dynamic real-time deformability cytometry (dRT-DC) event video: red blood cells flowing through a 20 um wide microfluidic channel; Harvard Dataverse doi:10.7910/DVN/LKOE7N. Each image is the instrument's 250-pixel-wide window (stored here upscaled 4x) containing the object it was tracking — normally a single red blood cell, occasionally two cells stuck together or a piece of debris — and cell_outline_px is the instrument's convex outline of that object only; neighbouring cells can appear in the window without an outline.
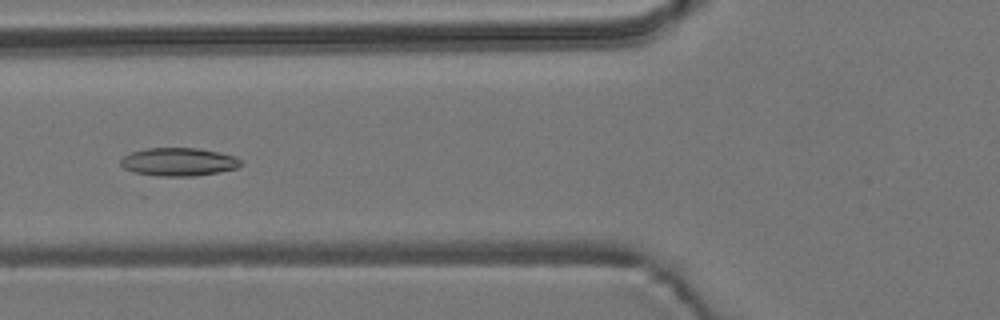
{"species": "common noctule bat (a hibernating species)", "species_latin": "Nyctalus noctula", "temperature_condition": "room temperature", "stored_images_in_passage": 37, "camera_frame_rate_fps": 3000, "um_per_image_px": 0.085, "animal": {"sex": "male", "body_mass_g": 19.2, "forearm_length_mm": 51.8}, "frame": {"image": 1, "passage_image": 22, "time_ms": 7.0, "image_size_px": [1000, 320], "cell_outline_px": [[240, 164], [236, 168], [220, 172], [196, 176], [156, 176], [132, 172], [124, 168], [120, 164], [120, 160], [124, 156], [132, 152], [148, 148], [196, 148], [236, 156], [240, 160]], "centroid_in_image_um": [15.15, 13.77], "position_along_channel_um": 110.6, "area_um2": 19.65}}
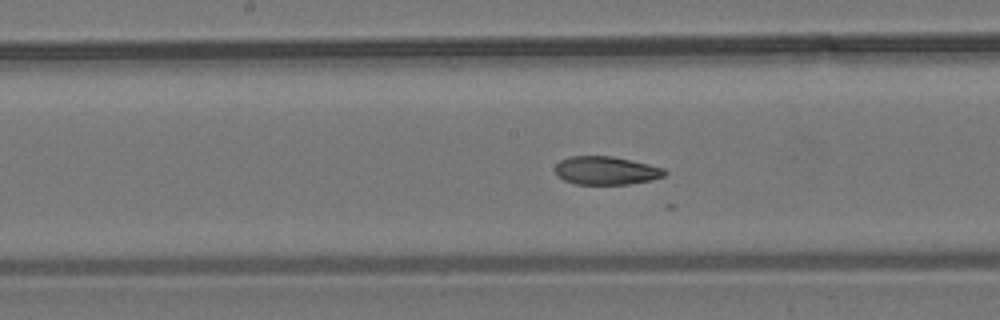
{"frame": {"image": 2, "passage_image": 29, "time_ms": 9.333, "image_size_px": [1000, 320], "cell_outline_px": [[668, 172], [664, 176], [652, 180], [628, 184], [576, 184], [564, 180], [556, 176], [556, 164], [560, 160], [568, 156], [612, 156], [648, 164], [664, 168]], "centroid_in_image_um": [51.51, 14.5], "position_along_channel_um": 196.7, "area_um2": 18.09}}
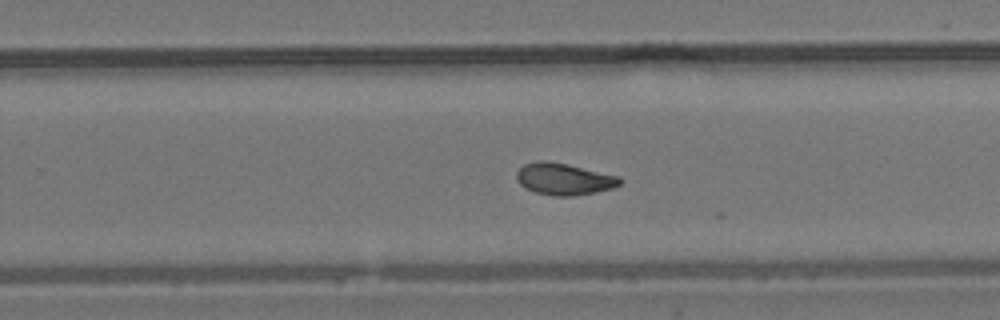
{"frame": {"image": 3, "passage_image": 36, "time_ms": 11.667, "image_size_px": [1000, 320], "cell_outline_px": [[624, 180], [620, 184], [612, 188], [596, 192], [576, 196], [552, 196], [536, 192], [524, 188], [516, 180], [516, 172], [524, 164], [540, 160], [548, 160], [568, 164], [620, 176]], "centroid_in_image_um": [47.94, 15.22], "position_along_channel_um": 281.9, "area_um2": 19.42}}